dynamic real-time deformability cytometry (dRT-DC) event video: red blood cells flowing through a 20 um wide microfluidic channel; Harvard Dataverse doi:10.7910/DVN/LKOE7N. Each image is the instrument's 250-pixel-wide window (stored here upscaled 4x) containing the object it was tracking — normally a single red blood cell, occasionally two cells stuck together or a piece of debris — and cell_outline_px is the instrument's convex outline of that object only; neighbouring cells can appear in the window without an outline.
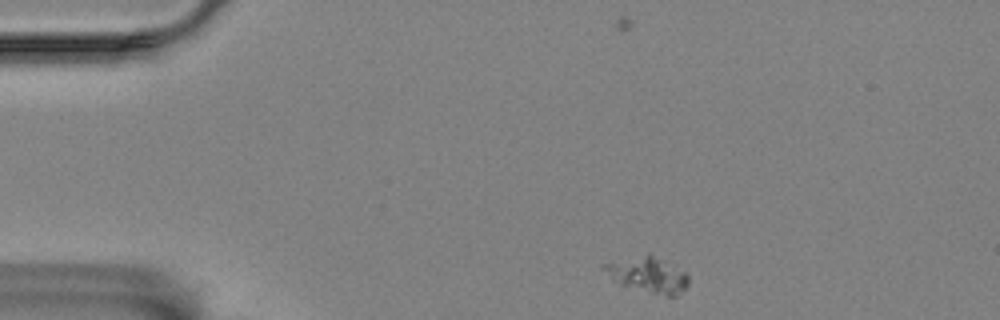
{"species": "Egyptian fruit bat (a non-hibernating species)", "species_latin": "Rousettus aegyptiacus", "temperature_condition": "room temperature", "stored_images_in_passage": 39, "camera_frame_rate_fps": 3000, "um_per_image_px": 0.085, "animal": {"sex": "female"}, "frame": {"image": 1, "passage_image": 1, "time_ms": 0.0, "image_size_px": [1000, 320], "cell_outline_px": [[688, 284], [676, 296], [668, 296], [620, 284], [612, 280], [600, 268], [600, 264], [648, 252], [684, 272], [688, 276]], "centroid_in_image_um": [54.99, 23.31], "position_along_channel_um": 30.0, "area_um2": 17.34}}
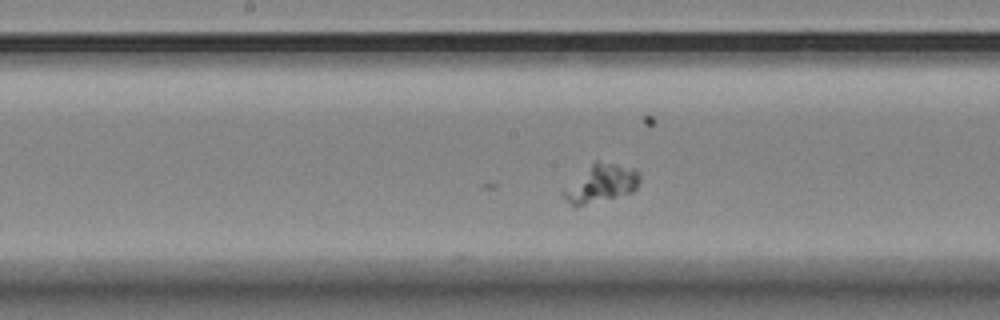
{"frame": {"image": 2, "passage_image": 21, "time_ms": 6.667, "image_size_px": [1000, 320], "cell_outline_px": [[640, 180], [636, 188], [632, 192], [584, 204], [572, 204], [560, 192], [596, 160], [632, 168], [640, 176]], "centroid_in_image_um": [51.11, 15.57], "position_along_channel_um": 197.1, "area_um2": 15.95}}
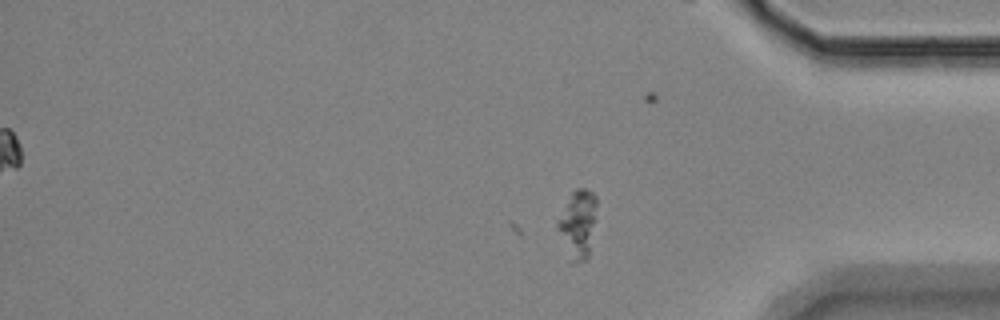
{"frame": {"image": 3, "passage_image": 39, "time_ms": 12.667, "image_size_px": [1000, 320], "cell_outline_px": [[596, 204], [588, 256], [584, 260], [572, 264], [568, 264], [556, 228], [556, 220], [572, 192], [576, 188], [584, 188], [592, 192], [596, 196]], "centroid_in_image_um": [49.03, 19.11], "position_along_channel_um": 386.2, "area_um2": 15.66}}